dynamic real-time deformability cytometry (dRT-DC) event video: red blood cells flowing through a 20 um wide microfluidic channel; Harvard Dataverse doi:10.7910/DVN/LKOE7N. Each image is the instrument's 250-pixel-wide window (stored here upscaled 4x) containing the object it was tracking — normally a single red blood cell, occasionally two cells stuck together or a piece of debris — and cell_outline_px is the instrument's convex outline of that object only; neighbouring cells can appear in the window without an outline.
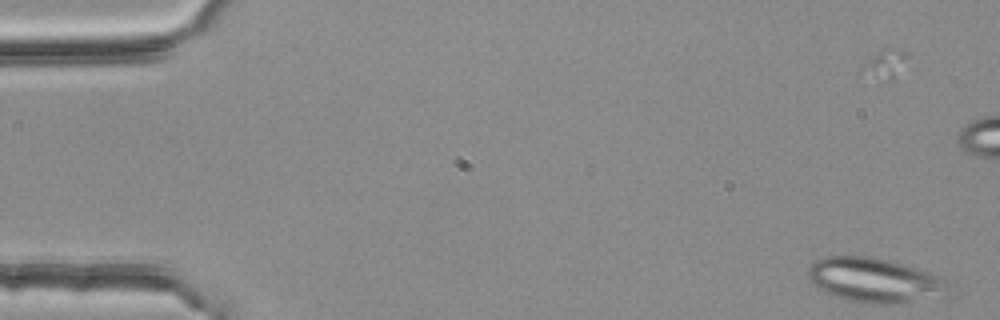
{"species": "common noctule bat (a hibernating species)", "species_latin": "Nyctalus noctula", "temperature_condition": "room temperature", "stored_images_in_passage": 4, "camera_frame_rate_fps": 3000, "um_per_image_px": 0.085, "animal": {"sex": "female", "body_mass_g": 25.1}, "frame": {"image": 1, "passage_image": 1, "time_ms": 0.0, "image_size_px": [1000, 320], "cell_outline_px": [[952, 296], [948, 300], [904, 304], [872, 304], [848, 300], [824, 292], [812, 284], [808, 276], [808, 268], [816, 260], [824, 256], [872, 256], [904, 264], [940, 276], [948, 280]], "centroid_in_image_um": [74.53, 23.87], "position_along_channel_um": 10.5, "area_um2": 37.97}}